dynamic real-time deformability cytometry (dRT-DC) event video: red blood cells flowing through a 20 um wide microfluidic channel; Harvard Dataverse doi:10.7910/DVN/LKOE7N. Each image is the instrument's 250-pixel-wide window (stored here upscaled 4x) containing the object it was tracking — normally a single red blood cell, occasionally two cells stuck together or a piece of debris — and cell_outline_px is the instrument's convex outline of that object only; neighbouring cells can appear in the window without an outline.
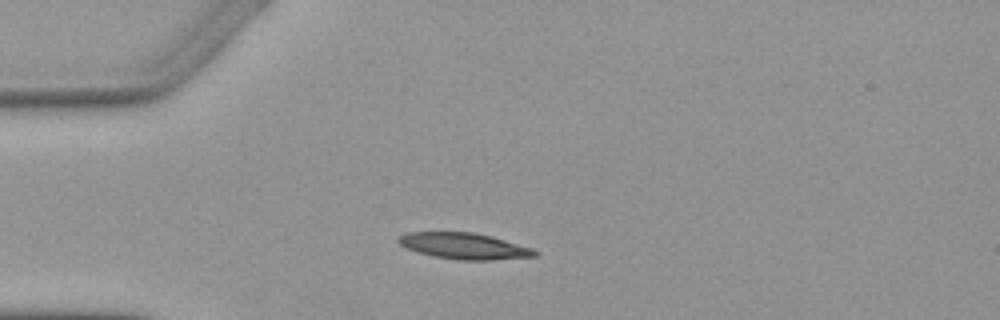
{"species": "Egyptian fruit bat (a non-hibernating species)", "species_latin": "Rousettus aegyptiacus", "temperature_condition": "warm", "stored_images_in_passage": 3, "camera_frame_rate_fps": 3000, "um_per_image_px": 0.085, "animal": {"sex": "female"}, "frame": {"image": 1, "passage_image": 1, "time_ms": 0.0, "image_size_px": [1000, 320], "cell_outline_px": [[536, 256], [492, 260], [460, 260], [432, 256], [408, 248], [400, 244], [396, 240], [400, 236], [408, 232], [472, 232], [492, 236], [532, 248], [536, 252]], "centroid_in_image_um": [39.45, 20.91], "position_along_channel_um": 45.6, "area_um2": 20.58}}